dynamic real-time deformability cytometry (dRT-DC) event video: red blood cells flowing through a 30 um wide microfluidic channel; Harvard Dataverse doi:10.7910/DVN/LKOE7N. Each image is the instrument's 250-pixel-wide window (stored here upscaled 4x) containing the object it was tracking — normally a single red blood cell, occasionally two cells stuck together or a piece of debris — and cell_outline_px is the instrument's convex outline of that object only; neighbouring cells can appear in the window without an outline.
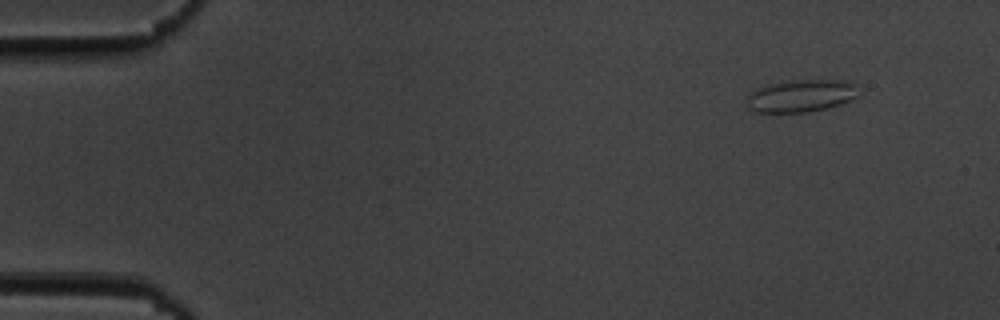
{"species": "common noctule bat (a hibernating species)", "species_latin": "Nyctalus noctula", "temperature_condition": "cold", "stored_images_in_passage": 50, "camera_frame_rate_fps": 3000, "um_per_image_px": 0.085, "animal": {"sex": "male", "body_mass_g": 19.5, "forearm_length_mm": 54.6}, "frame": {"image": 1, "passage_image": 1, "time_ms": 0.0, "image_size_px": [1000, 320], "cell_outline_px": [[860, 96], [840, 104], [828, 108], [808, 112], [756, 112], [748, 108], [748, 96], [756, 88], [764, 84], [788, 80], [848, 80], [856, 84]], "centroid_in_image_um": [68.12, 8.13], "position_along_channel_um": 16.9, "area_um2": 21.44}}
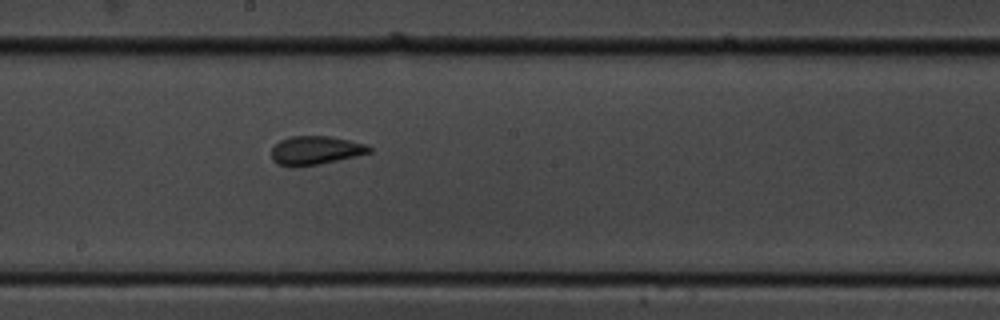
{"frame": {"image": 2, "passage_image": 26, "time_ms": 8.333, "image_size_px": [1000, 320], "cell_outline_px": [[372, 152], [356, 156], [320, 164], [276, 164], [272, 160], [272, 148], [280, 140], [292, 136], [328, 136], [348, 140], [364, 144], [372, 148]], "centroid_in_image_um": [26.84, 12.75], "position_along_channel_um": 221.4, "area_um2": 15.78}}
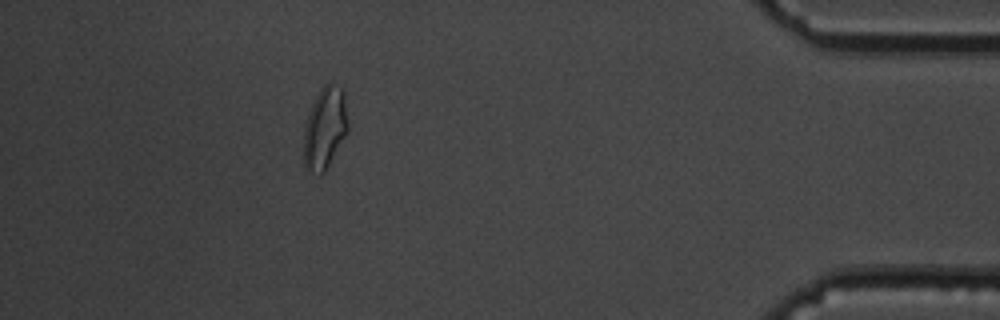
{"frame": {"image": 3, "passage_image": 45, "time_ms": 14.667, "image_size_px": [1000, 320], "cell_outline_px": [[348, 132], [324, 172], [320, 176], [308, 172], [304, 168], [304, 124], [308, 112], [320, 88], [328, 80], [340, 88], [344, 96], [348, 124]], "centroid_in_image_um": [27.59, 10.91], "position_along_channel_um": 407.6, "area_um2": 21.33}, "authors_computed_cell_mechanics": {"area_um2": 16.7909, "velocity_mm_per_s": 3.6785, "shape_relaxation_time_tau1_ms": 4.0906, "shape_relaxation_time_tau2_ms": 1.738, "deformation_change_tau1": 0.097, "deformation_change_tau2": 0.0733}}